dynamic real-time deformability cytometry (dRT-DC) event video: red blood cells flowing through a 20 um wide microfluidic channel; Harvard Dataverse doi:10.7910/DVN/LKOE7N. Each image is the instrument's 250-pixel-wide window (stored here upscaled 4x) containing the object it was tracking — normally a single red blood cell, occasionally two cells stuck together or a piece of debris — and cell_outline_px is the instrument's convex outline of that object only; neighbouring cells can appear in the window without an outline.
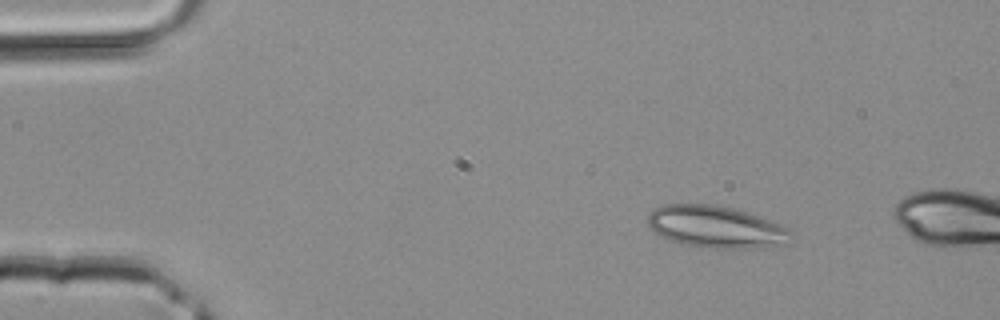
{"species": "common noctule bat (a hibernating species)", "species_latin": "Nyctalus noctula", "temperature_condition": "room temperature", "stored_images_in_passage": 10, "camera_frame_rate_fps": 3000, "um_per_image_px": 0.085, "animal": {"sex": "male", "body_mass_g": 20.4}, "frame": {"image": 1, "passage_image": 6, "time_ms": 1.667, "image_size_px": [1000, 320], "cell_outline_px": [[792, 232], [788, 244], [748, 248], [708, 248], [680, 244], [668, 240], [652, 232], [648, 224], [648, 216], [652, 208], [664, 204], [712, 204], [732, 208], [772, 220], [788, 228]], "centroid_in_image_um": [60.81, 19.29], "position_along_channel_um": 24.2, "area_um2": 35.37}}